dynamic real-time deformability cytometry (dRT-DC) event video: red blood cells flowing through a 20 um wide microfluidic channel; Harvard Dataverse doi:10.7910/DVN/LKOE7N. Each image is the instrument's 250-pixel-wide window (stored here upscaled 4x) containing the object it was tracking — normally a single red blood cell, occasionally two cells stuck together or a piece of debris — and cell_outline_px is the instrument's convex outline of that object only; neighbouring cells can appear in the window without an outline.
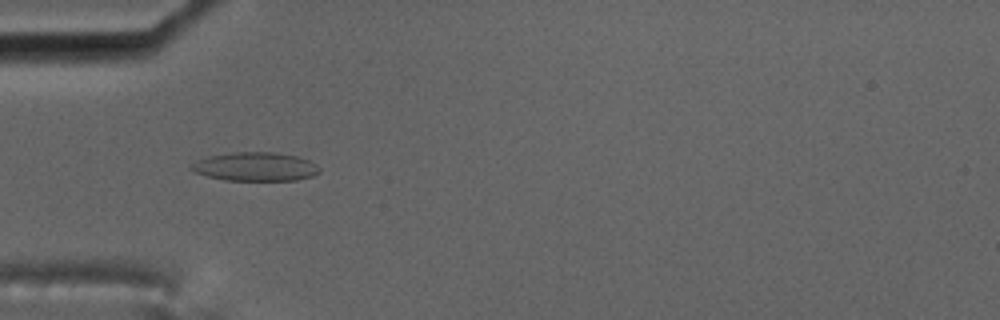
{"species": "common noctule bat (a hibernating species)", "species_latin": "Nyctalus noctula", "temperature_condition": "cold", "stored_images_in_passage": 37, "camera_frame_rate_fps": 3000, "um_per_image_px": 0.085, "animal": {"sex": "male", "body_mass_g": 17.5, "forearm_length_mm": 52.3}, "frame": {"image": 1, "passage_image": 6, "time_ms": 1.667, "image_size_px": [1000, 320], "cell_outline_px": [[320, 172], [312, 176], [296, 180], [224, 180], [192, 172], [188, 168], [196, 160], [208, 156], [232, 152], [272, 152], [296, 156], [308, 160], [320, 168]], "centroid_in_image_um": [21.65, 14.16], "position_along_channel_um": 63.3, "area_um2": 21.44}, "authors_computed_cell_mechanics": {"area_um2": 21.4438, "velocity_mm_per_s": 3.5242, "shape_relaxation_time_tau1_ms": null, "shape_relaxation_time_tau2_ms": 1.5335, "deformation_change_tau1": null, "deformation_change_tau2": 0.0839}}